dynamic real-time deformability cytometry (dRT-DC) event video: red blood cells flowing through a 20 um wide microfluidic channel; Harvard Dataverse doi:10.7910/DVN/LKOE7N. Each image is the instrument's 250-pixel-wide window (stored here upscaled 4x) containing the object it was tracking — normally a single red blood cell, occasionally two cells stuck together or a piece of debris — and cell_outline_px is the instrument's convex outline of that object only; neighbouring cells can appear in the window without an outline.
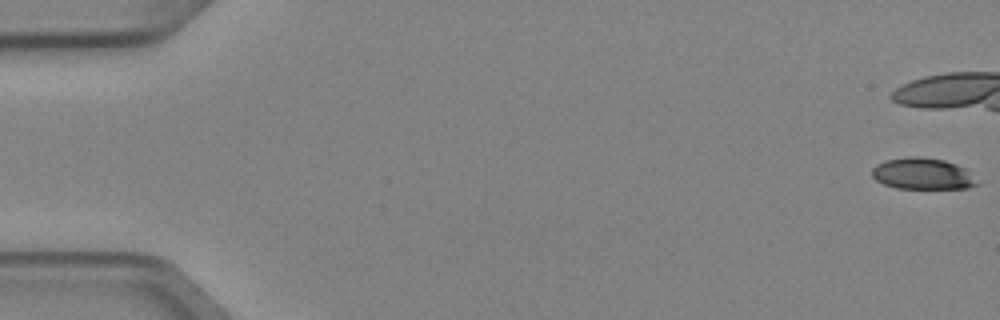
{"species": "Egyptian fruit bat (a non-hibernating species)", "species_latin": "Rousettus aegyptiacus", "temperature_condition": "cold", "stored_images_in_passage": 8, "camera_frame_rate_fps": 3000, "um_per_image_px": 0.085, "animal": {"sex": "female"}, "frame": {"image": 1, "passage_image": 1, "time_ms": 0.0, "image_size_px": [1000, 320], "cell_outline_px": [[980, 184], [968, 188], [896, 188], [884, 184], [876, 180], [872, 176], [872, 168], [876, 164], [888, 160], [908, 156], [916, 156], [944, 160], [956, 164], [964, 168]], "centroid_in_image_um": [78.4, 14.77], "position_along_channel_um": 6.6, "area_um2": 19.07}}